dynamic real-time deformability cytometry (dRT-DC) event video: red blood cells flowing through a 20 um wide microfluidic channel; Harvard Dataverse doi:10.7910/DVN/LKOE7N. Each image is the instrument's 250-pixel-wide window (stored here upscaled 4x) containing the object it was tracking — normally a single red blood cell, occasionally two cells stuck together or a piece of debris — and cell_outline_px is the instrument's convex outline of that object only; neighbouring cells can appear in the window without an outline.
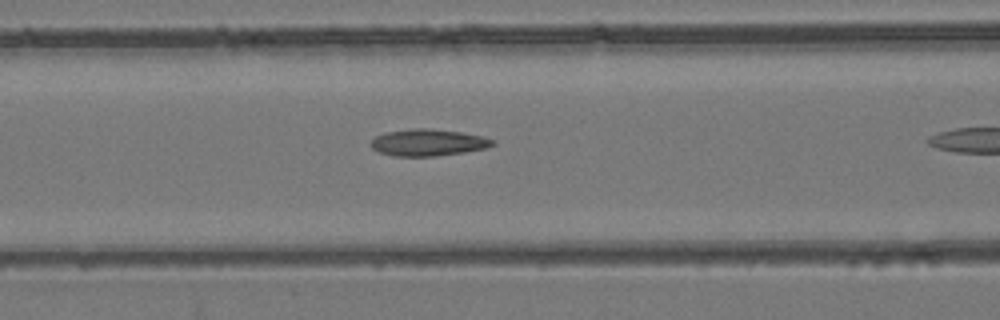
{"species": "common noctule bat (a hibernating species)", "species_latin": "Nyctalus noctula", "temperature_condition": "room temperature", "stored_images_in_passage": 7, "camera_frame_rate_fps": 3000, "um_per_image_px": 0.085, "animal": {"sex": "female", "body_mass_g": 24.6, "forearm_length_mm": 56.2}, "frame": {"image": 1, "passage_image": 3, "time_ms": 0.667, "image_size_px": [1000, 320], "cell_outline_px": [[496, 144], [488, 148], [464, 152], [432, 156], [396, 156], [380, 152], [372, 148], [368, 144], [376, 136], [384, 132], [412, 128], [428, 128], [460, 132], [484, 136], [496, 140]], "centroid_in_image_um": [36.41, 12.1], "position_along_channel_um": 130.2, "area_um2": 19.13}}
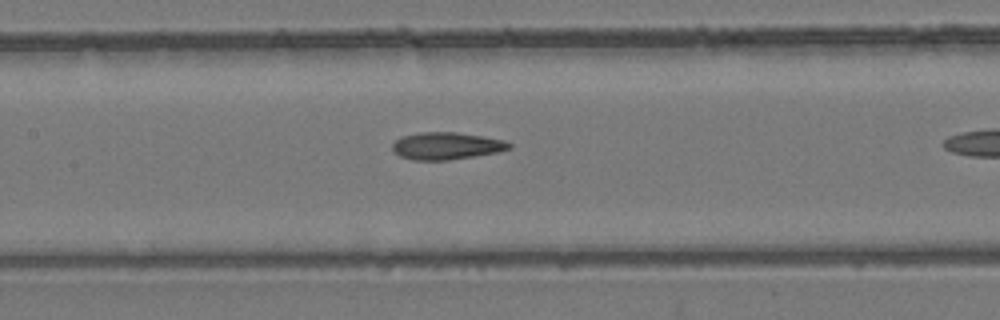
{"frame": {"image": 2, "passage_image": 6, "time_ms": 1.667, "image_size_px": [1000, 320], "cell_outline_px": [[512, 148], [500, 152], [448, 160], [412, 160], [400, 156], [392, 148], [392, 144], [396, 140], [404, 136], [416, 132], [456, 132], [484, 136], [504, 140], [512, 144]], "centroid_in_image_um": [37.99, 12.4], "position_along_channel_um": 169.4, "area_um2": 18.61}}